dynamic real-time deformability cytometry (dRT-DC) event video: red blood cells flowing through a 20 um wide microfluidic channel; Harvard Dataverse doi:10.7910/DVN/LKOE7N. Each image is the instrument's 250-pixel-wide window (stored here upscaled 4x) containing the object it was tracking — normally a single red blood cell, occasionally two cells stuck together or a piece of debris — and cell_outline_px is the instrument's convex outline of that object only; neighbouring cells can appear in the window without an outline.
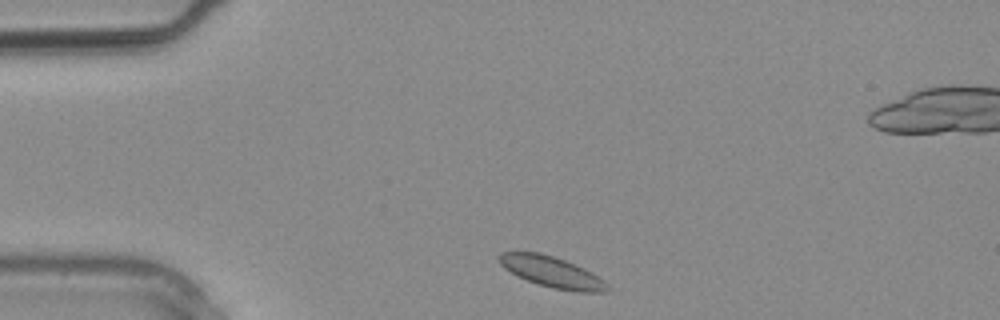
{"species": "common noctule bat (a hibernating species)", "species_latin": "Nyctalus noctula", "temperature_condition": "warm", "stored_images_in_passage": 2, "camera_frame_rate_fps": 3000, "um_per_image_px": 0.085, "animal": {"sex": "male", "body_mass_g": 20.4}, "frame": {"image": 1, "passage_image": 1, "time_ms": 0.0, "image_size_px": [1000, 320], "cell_outline_px": [[608, 288], [604, 292], [576, 292], [552, 288], [516, 276], [504, 268], [500, 264], [496, 256], [500, 252], [540, 252], [564, 260], [584, 268], [604, 280], [608, 284]], "centroid_in_image_um": [46.87, 23.11], "position_along_channel_um": 38.1, "area_um2": 19.42}}